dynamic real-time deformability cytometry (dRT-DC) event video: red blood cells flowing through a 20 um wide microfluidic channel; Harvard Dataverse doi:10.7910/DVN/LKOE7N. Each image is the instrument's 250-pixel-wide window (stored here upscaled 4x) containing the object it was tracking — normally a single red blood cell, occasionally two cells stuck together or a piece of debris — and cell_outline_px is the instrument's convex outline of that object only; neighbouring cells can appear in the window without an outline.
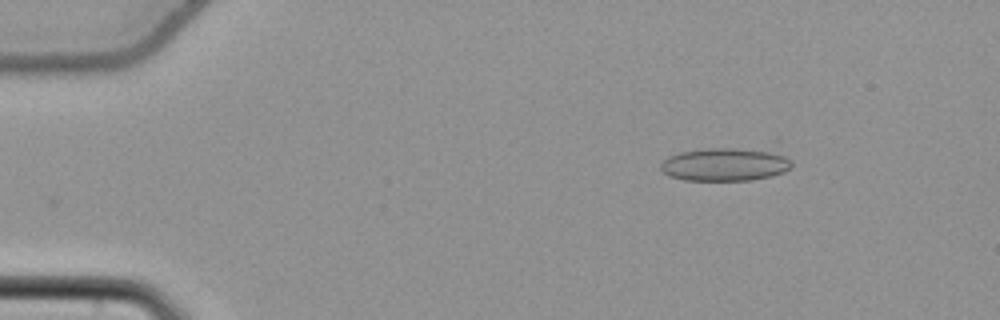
{"species": "common noctule bat (a hibernating species)", "species_latin": "Nyctalus noctula", "temperature_condition": "cold", "stored_images_in_passage": 51, "camera_frame_rate_fps": 3000, "um_per_image_px": 0.085, "animal": {"sex": "female", "body_mass_g": 22.7, "forearm_length_mm": 54.2}, "frame": {"image": 1, "passage_image": 4, "time_ms": 1.0, "image_size_px": [1000, 320], "cell_outline_px": [[792, 168], [784, 172], [772, 176], [752, 180], [684, 180], [668, 176], [660, 168], [660, 164], [668, 156], [680, 152], [776, 136], [780, 140], [792, 160]], "centroid_in_image_um": [62.09, 13.73], "position_along_channel_um": 22.9, "area_um2": 30.11}}
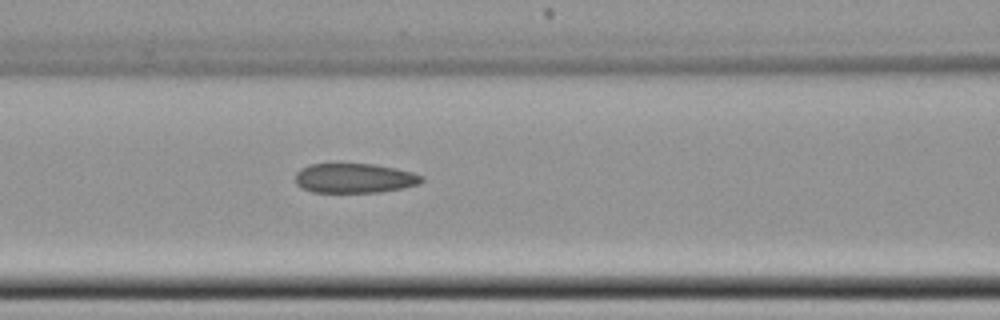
{"frame": {"image": 2, "passage_image": 20, "time_ms": 6.333, "image_size_px": [1000, 320], "cell_outline_px": [[424, 180], [420, 184], [380, 192], [312, 192], [296, 184], [296, 172], [300, 168], [308, 164], [372, 164], [396, 168], [412, 172], [424, 176]], "centroid_in_image_um": [30.14, 15.14], "position_along_channel_um": 136.5, "area_um2": 21.79}}
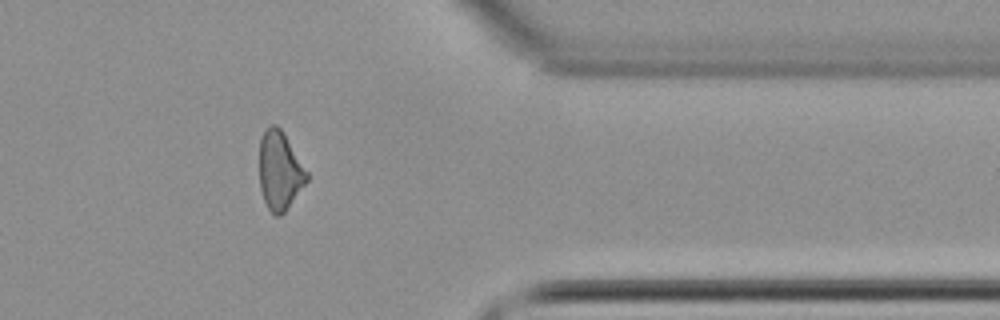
{"frame": {"image": 3, "passage_image": 41, "time_ms": 13.333, "image_size_px": [1000, 320], "cell_outline_px": [[308, 180], [284, 212], [280, 216], [276, 216], [268, 208], [264, 200], [260, 188], [260, 136], [272, 124], [276, 124], [280, 128], [308, 172]], "centroid_in_image_um": [23.77, 14.51], "position_along_channel_um": 387.6, "area_um2": 21.33}, "authors_computed_cell_mechanics": {"area_um2": 22.7732, "velocity_mm_per_s": 3.8058, "shape_relaxation_time_tau1_ms": null, "shape_relaxation_time_tau2_ms": 4.6371, "deformation_change_tau1": null, "deformation_change_tau2": 0.1059}}